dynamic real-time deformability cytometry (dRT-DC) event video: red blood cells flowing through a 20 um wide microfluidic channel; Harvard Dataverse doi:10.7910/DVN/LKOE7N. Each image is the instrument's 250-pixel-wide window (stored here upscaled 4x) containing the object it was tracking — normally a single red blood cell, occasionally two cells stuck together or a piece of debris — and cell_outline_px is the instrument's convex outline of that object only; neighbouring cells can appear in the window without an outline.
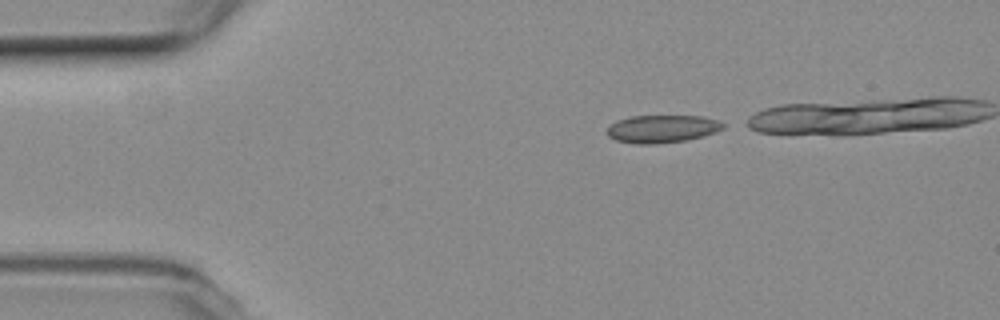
{"species": "common noctule bat (a hibernating species)", "species_latin": "Nyctalus noctula", "temperature_condition": "room temperature", "stored_images_in_passage": 25, "camera_frame_rate_fps": 3000, "um_per_image_px": 0.085, "animal": {"sex": "female", "body_mass_g": 19.3, "forearm_length_mm": 54.1}, "frame": {"image": 1, "passage_image": 1, "time_ms": 0.0, "image_size_px": [1000, 320], "cell_outline_px": [[724, 128], [716, 132], [684, 140], [656, 144], [636, 144], [616, 140], [608, 136], [608, 128], [616, 120], [632, 116], [700, 116], [716, 120], [724, 124]], "centroid_in_image_um": [56.25, 10.95], "position_along_channel_um": 28.7, "area_um2": 18.5}}
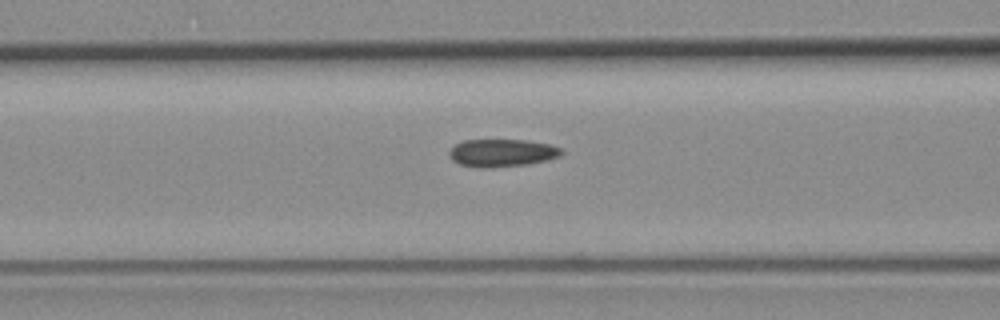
{"frame": {"image": 2, "passage_image": 13, "time_ms": 4.0, "image_size_px": [1000, 320], "cell_outline_px": [[564, 152], [560, 156], [548, 160], [524, 164], [492, 168], [480, 168], [460, 164], [452, 160], [448, 152], [456, 144], [464, 140], [528, 140], [548, 144], [560, 148]], "centroid_in_image_um": [42.66, 13.0], "position_along_channel_um": 123.9, "area_um2": 18.03}}
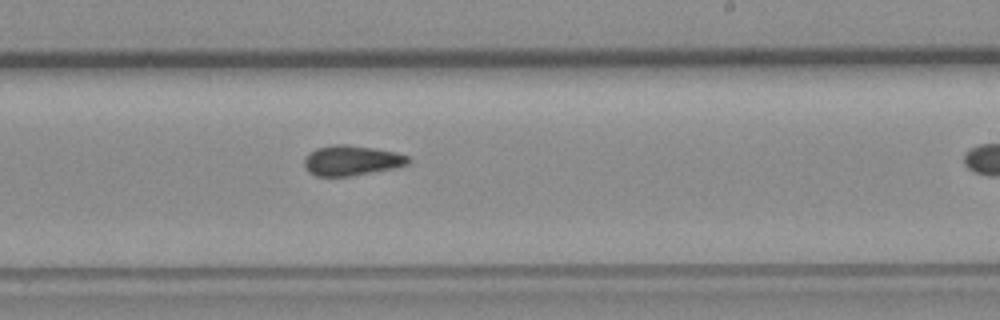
{"frame": {"image": 3, "passage_image": 24, "time_ms": 7.667, "image_size_px": [1000, 320], "cell_outline_px": [[412, 160], [408, 164], [392, 168], [352, 176], [316, 176], [308, 172], [304, 164], [304, 160], [308, 152], [316, 148], [336, 144], [344, 144], [372, 148], [396, 152], [408, 156]], "centroid_in_image_um": [29.86, 13.64], "position_along_channel_um": 259.1, "area_um2": 18.21}}